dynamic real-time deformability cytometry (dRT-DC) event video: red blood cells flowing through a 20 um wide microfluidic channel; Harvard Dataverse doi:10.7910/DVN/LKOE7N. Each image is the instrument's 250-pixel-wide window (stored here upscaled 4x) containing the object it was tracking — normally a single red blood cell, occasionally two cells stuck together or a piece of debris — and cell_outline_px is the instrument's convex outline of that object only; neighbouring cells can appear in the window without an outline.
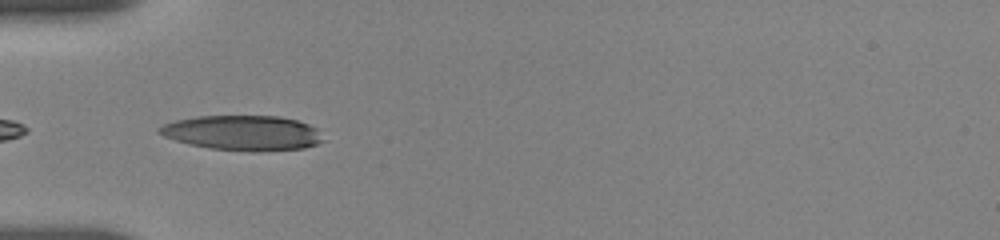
{"species": "human", "species_latin": "Homo sapiens", "temperature_condition": "room temperature", "stored_images_in_passage": 9, "camera_frame_rate_fps": 3000, "um_per_image_px": 0.085, "donor": {"sex": "female"}, "frame": {"image": 1, "passage_image": 1, "time_ms": 0.0, "image_size_px": [1000, 240], "cell_outline_px": [[324, 140], [316, 144], [304, 148], [260, 152], [252, 152], [208, 148], [188, 144], [164, 136], [156, 132], [156, 128], [164, 124], [176, 120], [196, 116], [280, 116], [296, 120], [308, 124], [316, 128]], "centroid_in_image_um": [20.61, 11.3], "position_along_channel_um": 64.4, "area_um2": 33.58}}
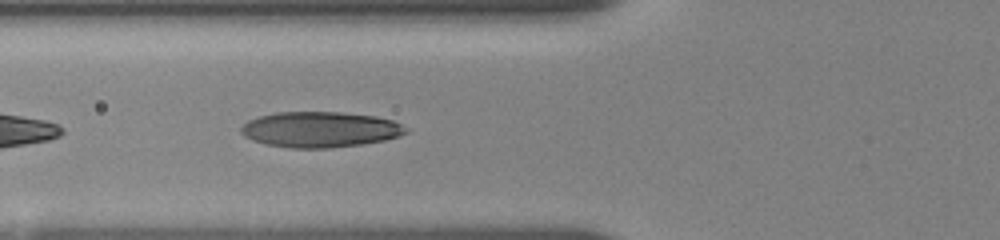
{"frame": {"image": 2, "passage_image": 3, "time_ms": 1.0, "image_size_px": [1000, 240], "cell_outline_px": [[408, 132], [400, 136], [384, 140], [360, 144], [328, 148], [292, 148], [264, 144], [252, 140], [244, 136], [240, 132], [240, 128], [248, 120], [260, 116], [276, 112], [340, 112], [376, 116], [392, 120], [408, 128]], "centroid_in_image_um": [27.2, 11.0], "position_along_channel_um": 98.6, "area_um2": 34.28}}
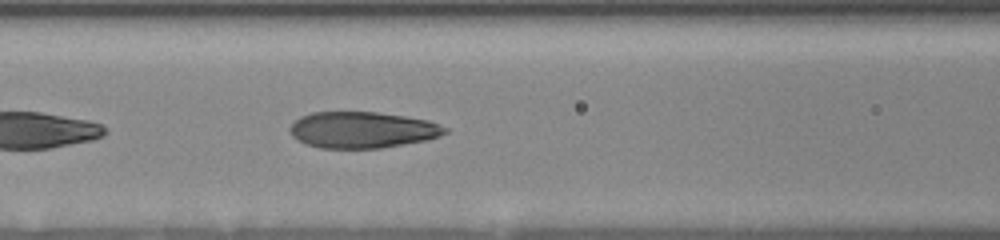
{"frame": {"image": 3, "passage_image": 6, "time_ms": 2.0, "image_size_px": [1000, 240], "cell_outline_px": [[448, 132], [440, 136], [424, 140], [380, 148], [320, 148], [304, 144], [296, 140], [288, 132], [288, 128], [300, 116], [312, 112], [376, 112], [404, 116], [428, 120], [448, 128]], "centroid_in_image_um": [30.74, 11.04], "position_along_channel_um": 135.9, "area_um2": 32.89}}